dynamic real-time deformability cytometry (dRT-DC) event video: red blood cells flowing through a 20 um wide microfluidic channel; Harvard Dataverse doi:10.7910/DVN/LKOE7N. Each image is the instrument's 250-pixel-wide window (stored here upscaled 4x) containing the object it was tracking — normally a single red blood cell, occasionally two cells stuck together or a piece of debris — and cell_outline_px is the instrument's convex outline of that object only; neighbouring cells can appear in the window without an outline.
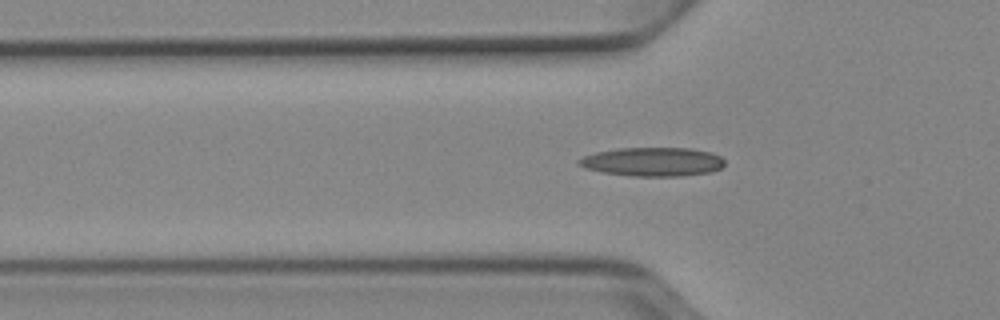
{"species": "Egyptian fruit bat (a non-hibernating species)", "species_latin": "Rousettus aegyptiacus", "temperature_condition": "cold", "stored_images_in_passage": 33, "camera_frame_rate_fps": 3000, "um_per_image_px": 0.085, "animal": {"sex": "female"}, "frame": {"image": 1, "passage_image": 5, "time_ms": 1.333, "image_size_px": [1000, 320], "cell_outline_px": [[724, 164], [720, 168], [712, 172], [680, 176], [632, 176], [600, 172], [584, 168], [576, 164], [576, 160], [584, 156], [596, 152], [616, 148], [692, 148], [712, 152], [720, 156], [724, 160]], "centroid_in_image_um": [55.45, 13.75], "position_along_channel_um": 70.4, "area_um2": 24.8}}
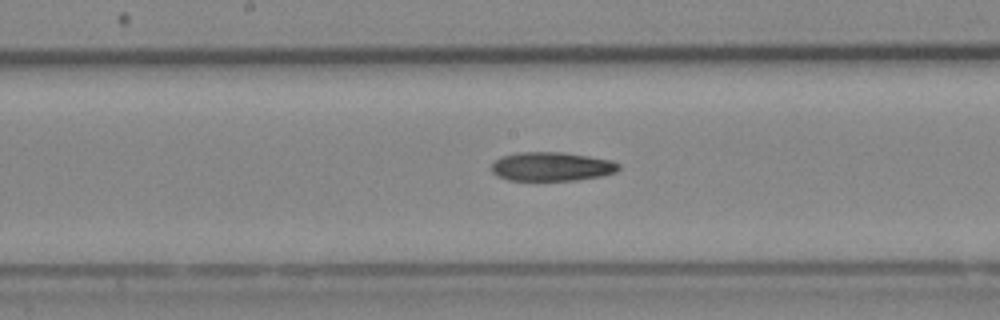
{"frame": {"image": 2, "passage_image": 15, "time_ms": 4.667, "image_size_px": [1000, 320], "cell_outline_px": [[620, 168], [616, 172], [600, 176], [576, 180], [508, 180], [496, 176], [492, 172], [492, 164], [500, 156], [516, 152], [564, 152], [612, 160], [620, 164]], "centroid_in_image_um": [46.88, 14.15], "position_along_channel_um": 201.3, "area_um2": 21.56}}
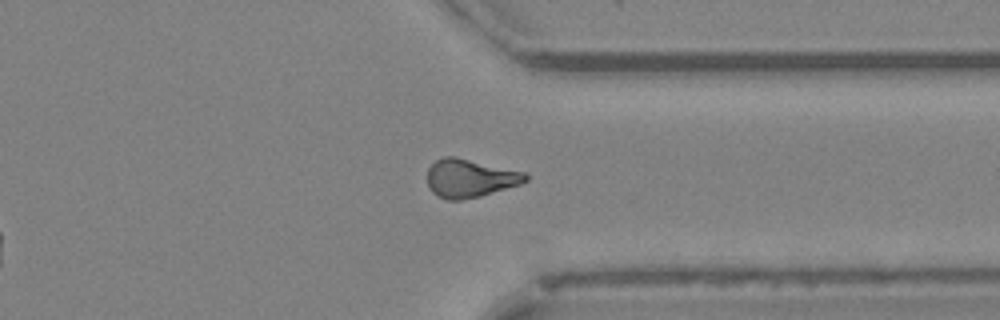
{"frame": {"image": 3, "passage_image": 28, "time_ms": 9.0, "image_size_px": [1000, 320], "cell_outline_px": [[528, 180], [520, 184], [480, 196], [460, 200], [448, 200], [436, 196], [432, 192], [428, 184], [428, 168], [436, 160], [444, 156], [456, 156], [528, 172]], "centroid_in_image_um": [39.97, 15.13], "position_along_channel_um": 371.4, "area_um2": 22.14}, "authors_computed_cell_mechanics": {"area_um2": 21.8484, "velocity_mm_per_s": 3.9408, "shape_relaxation_time_tau1_ms": null, "shape_relaxation_time_tau2_ms": 7.9266, "deformation_change_tau1": null, "deformation_change_tau2": 0.1993}}